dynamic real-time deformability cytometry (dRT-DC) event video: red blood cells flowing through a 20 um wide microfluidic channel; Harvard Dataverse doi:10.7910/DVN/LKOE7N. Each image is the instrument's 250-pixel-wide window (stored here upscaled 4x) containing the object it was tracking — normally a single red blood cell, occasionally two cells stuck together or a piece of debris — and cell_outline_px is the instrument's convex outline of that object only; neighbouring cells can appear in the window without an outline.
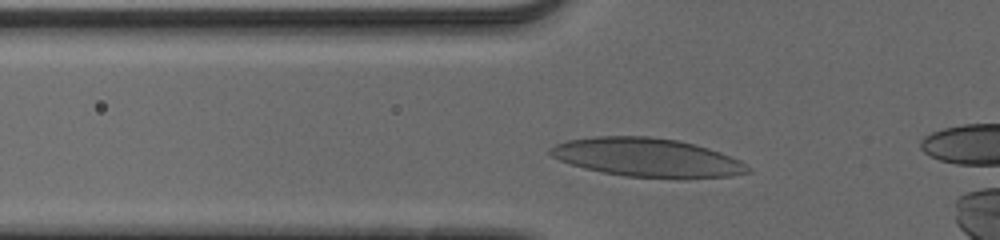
{"species": "human", "species_latin": "Homo sapiens", "temperature_condition": "cold", "stored_images_in_passage": 30, "camera_frame_rate_fps": 3000, "um_per_image_px": 0.085, "donor": {"sex": "male"}, "frame": {"image": 1, "passage_image": 3, "time_ms": 0.667, "image_size_px": [1000, 240], "cell_outline_px": [[752, 172], [732, 176], [680, 180], [624, 176], [584, 168], [560, 160], [552, 156], [548, 152], [548, 148], [556, 144], [568, 140], [596, 136], [648, 136], [680, 140], [696, 144], [720, 152], [740, 160], [752, 168]], "centroid_in_image_um": [55.08, 13.41], "position_along_channel_um": 70.7, "area_um2": 45.26}}
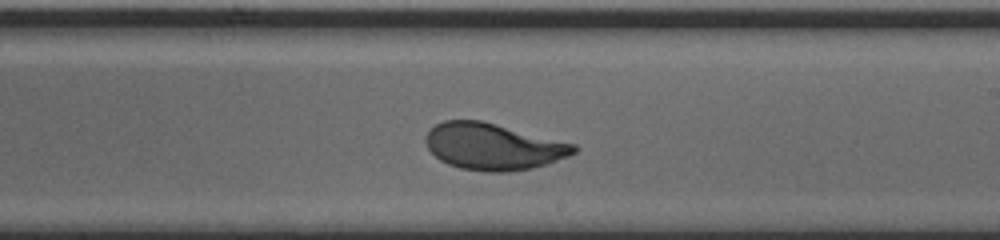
{"frame": {"image": 2, "passage_image": 17, "time_ms": 5.333, "image_size_px": [1000, 240], "cell_outline_px": [[580, 148], [576, 152], [568, 156], [532, 168], [508, 172], [488, 172], [460, 168], [448, 164], [440, 160], [428, 148], [424, 140], [424, 136], [436, 124], [444, 120], [484, 120], [576, 144]], "centroid_in_image_um": [41.92, 12.44], "position_along_channel_um": 247.1, "area_um2": 40.4}}
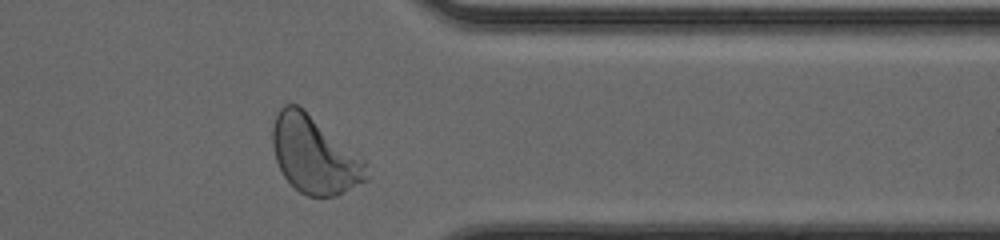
{"frame": {"image": 3, "passage_image": 28, "time_ms": 9.0, "image_size_px": [1000, 240], "cell_outline_px": [[368, 180], [336, 196], [308, 196], [300, 192], [284, 176], [276, 160], [272, 144], [272, 128], [276, 116], [280, 108], [284, 104], [296, 104], [364, 160], [368, 176]], "centroid_in_image_um": [26.7, 13.2], "position_along_channel_um": 384.7, "area_um2": 41.15}, "authors_computed_cell_mechanics": {"area_um2": 40.3733, "velocity_mm_per_s": 3.8483, "shape_relaxation_time_tau1_ms": 2.9394, "shape_relaxation_time_tau2_ms": null, "deformation_change_tau1": 0.1597, "deformation_change_tau2": null}}